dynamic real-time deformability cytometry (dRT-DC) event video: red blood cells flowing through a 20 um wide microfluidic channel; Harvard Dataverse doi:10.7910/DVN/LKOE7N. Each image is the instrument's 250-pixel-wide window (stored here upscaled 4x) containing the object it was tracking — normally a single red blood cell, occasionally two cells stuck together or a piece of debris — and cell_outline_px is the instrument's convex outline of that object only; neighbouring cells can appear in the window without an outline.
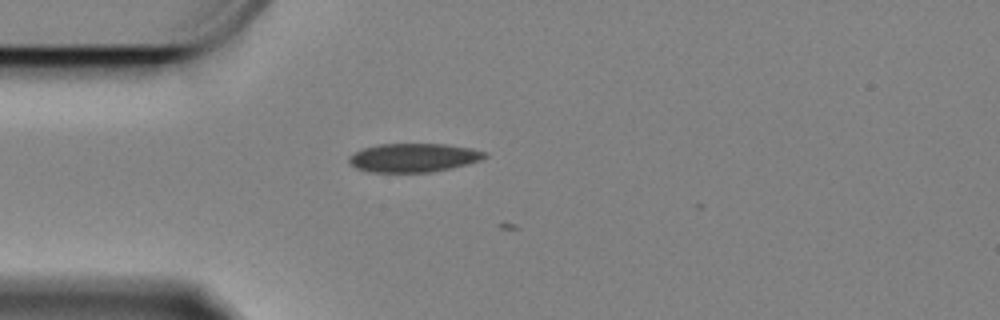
{"species": "Egyptian fruit bat (a non-hibernating species)", "species_latin": "Rousettus aegyptiacus", "temperature_condition": "cold", "stored_images_in_passage": 2, "camera_frame_rate_fps": 3000, "um_per_image_px": 0.085, "animal": {"sex": "female"}, "frame": {"image": 1, "passage_image": 1, "time_ms": 0.0, "image_size_px": [1000, 320], "cell_outline_px": [[488, 156], [480, 160], [468, 164], [452, 168], [432, 172], [368, 172], [356, 168], [348, 164], [348, 156], [364, 148], [380, 144], [444, 144], [472, 148], [488, 152]], "centroid_in_image_um": [35.16, 13.41], "position_along_channel_um": 49.8, "area_um2": 22.89}}